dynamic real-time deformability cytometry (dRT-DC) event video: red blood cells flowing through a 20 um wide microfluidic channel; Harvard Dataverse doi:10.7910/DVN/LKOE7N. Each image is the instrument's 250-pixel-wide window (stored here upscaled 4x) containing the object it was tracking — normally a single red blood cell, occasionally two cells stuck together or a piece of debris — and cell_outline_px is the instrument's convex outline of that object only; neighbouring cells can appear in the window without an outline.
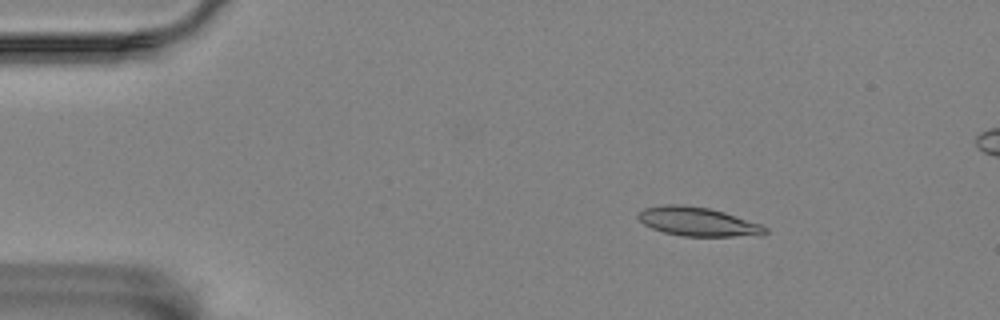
{"species": "Egyptian fruit bat (a non-hibernating species)", "species_latin": "Rousettus aegyptiacus", "temperature_condition": "room temperature", "stored_images_in_passage": 16, "camera_frame_rate_fps": 3000, "um_per_image_px": 0.085, "animal": {"sex": "female"}, "frame": {"image": 1, "passage_image": 9, "time_ms": 2.667, "image_size_px": [1000, 320], "cell_outline_px": [[768, 232], [732, 236], [684, 236], [664, 232], [652, 228], [644, 224], [636, 216], [644, 208], [664, 204], [680, 204], [708, 208], [724, 212], [760, 224], [768, 228]], "centroid_in_image_um": [59.24, 18.82], "position_along_channel_um": 25.8, "area_um2": 20.92}}